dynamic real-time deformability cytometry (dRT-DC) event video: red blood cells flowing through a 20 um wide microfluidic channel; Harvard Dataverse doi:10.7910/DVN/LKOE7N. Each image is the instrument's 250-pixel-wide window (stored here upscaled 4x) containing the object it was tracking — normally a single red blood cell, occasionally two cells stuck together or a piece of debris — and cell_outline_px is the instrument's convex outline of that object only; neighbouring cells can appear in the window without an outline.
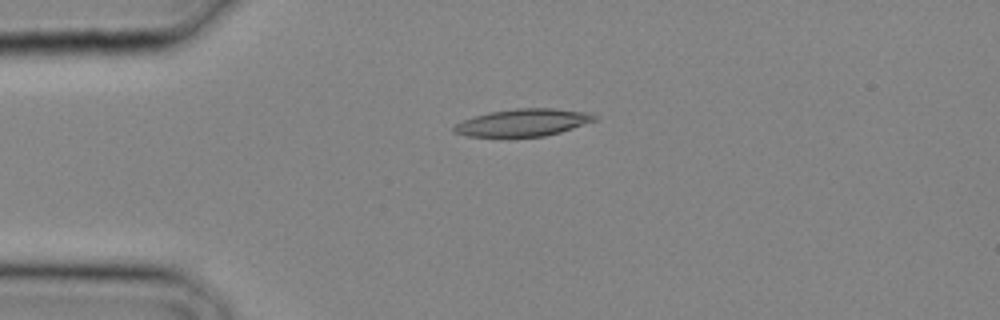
{"species": "common noctule bat (a hibernating species)", "species_latin": "Nyctalus noctula", "temperature_condition": "cold", "stored_images_in_passage": 21, "camera_frame_rate_fps": 3000, "um_per_image_px": 0.085, "animal": {"sex": "male", "body_mass_g": 20.4}, "frame": {"image": 1, "passage_image": 1, "time_ms": 0.0, "image_size_px": [1000, 320], "cell_outline_px": [[596, 120], [560, 132], [544, 136], [468, 136], [452, 132], [452, 128], [456, 124], [464, 120], [488, 112], [516, 108], [556, 108], [588, 112], [596, 116]], "centroid_in_image_um": [44.46, 10.4], "position_along_channel_um": 40.5, "area_um2": 22.14}}
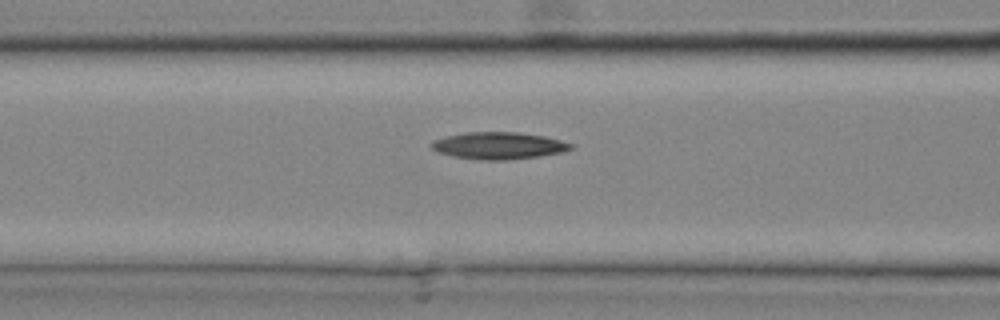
{"frame": {"image": 2, "passage_image": 6, "time_ms": 1.667, "image_size_px": [1000, 320], "cell_outline_px": [[572, 148], [560, 152], [540, 156], [508, 160], [480, 160], [452, 156], [436, 152], [428, 144], [432, 140], [444, 136], [468, 132], [516, 132], [544, 136], [560, 140], [572, 144]], "centroid_in_image_um": [42.3, 12.38], "position_along_channel_um": 124.3, "area_um2": 22.02}}
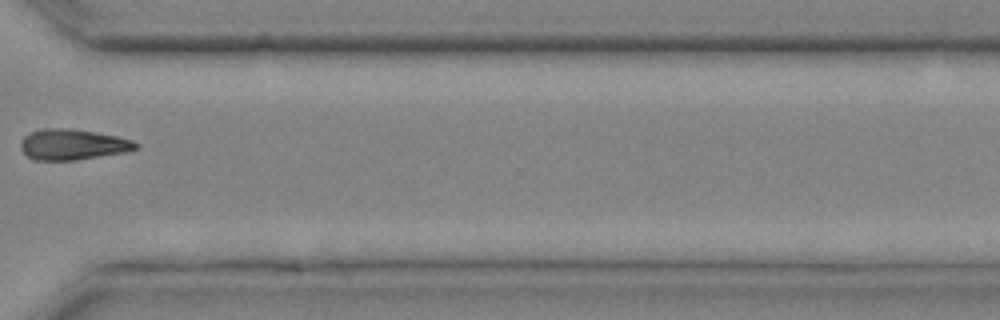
{"frame": {"image": 3, "passage_image": 17, "time_ms": 5.333, "image_size_px": [1000, 320], "cell_outline_px": [[140, 148], [124, 152], [76, 160], [32, 160], [20, 148], [20, 140], [24, 136], [32, 132], [44, 128], [72, 128], [116, 136], [132, 140], [140, 144]], "centroid_in_image_um": [6.17, 12.28], "position_along_channel_um": 364.4, "area_um2": 20.63}}